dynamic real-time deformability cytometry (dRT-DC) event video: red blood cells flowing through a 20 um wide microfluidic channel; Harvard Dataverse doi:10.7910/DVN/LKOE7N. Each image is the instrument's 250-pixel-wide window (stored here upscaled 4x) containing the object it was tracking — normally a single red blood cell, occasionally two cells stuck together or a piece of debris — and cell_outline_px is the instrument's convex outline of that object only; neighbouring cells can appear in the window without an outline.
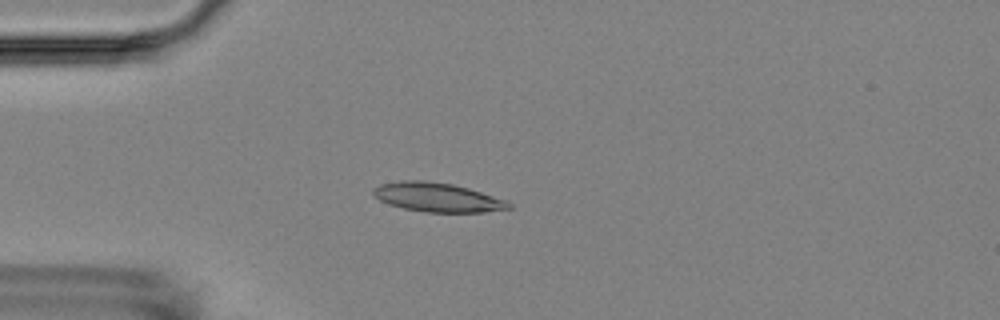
{"species": "Egyptian fruit bat (a non-hibernating species)", "species_latin": "Rousettus aegyptiacus", "temperature_condition": "room temperature", "stored_images_in_passage": 5, "camera_frame_rate_fps": 3000, "um_per_image_px": 0.085, "animal": {"sex": "female"}, "frame": {"image": 1, "passage_image": 5, "time_ms": 4.333, "image_size_px": [1000, 320], "cell_outline_px": [[512, 208], [484, 212], [428, 212], [404, 208], [388, 204], [372, 196], [372, 188], [380, 184], [400, 180], [424, 180], [452, 184], [468, 188], [504, 200], [512, 204]], "centroid_in_image_um": [37.12, 16.76], "position_along_channel_um": 47.9, "area_um2": 22.89}}